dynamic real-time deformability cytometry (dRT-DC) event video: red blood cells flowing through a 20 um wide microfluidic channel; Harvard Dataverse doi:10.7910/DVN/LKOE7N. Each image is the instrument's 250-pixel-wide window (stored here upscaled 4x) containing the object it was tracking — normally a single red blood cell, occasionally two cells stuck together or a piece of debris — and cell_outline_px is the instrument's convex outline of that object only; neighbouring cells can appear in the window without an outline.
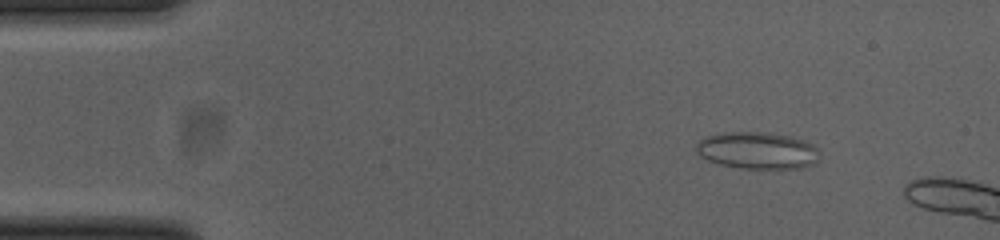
{"species": "common noctule bat (a hibernating species)", "species_latin": "Nyctalus noctula", "temperature_condition": "cold", "stored_images_in_passage": 45, "camera_frame_rate_fps": 3000, "um_per_image_px": 0.085, "animal": {"sex": "female", "body_mass_g": 23.0, "forearm_length_mm": 53.4}, "frame": {"image": 1, "passage_image": 5, "time_ms": 1.333, "image_size_px": [1000, 240], "cell_outline_px": [[816, 164], [800, 168], [776, 172], [740, 168], [720, 164], [708, 160], [700, 156], [696, 152], [696, 144], [704, 136], [724, 132], [768, 132], [788, 136], [804, 140], [812, 144], [816, 148]], "centroid_in_image_um": [64.37, 12.83], "position_along_channel_um": 20.6, "area_um2": 27.34}}
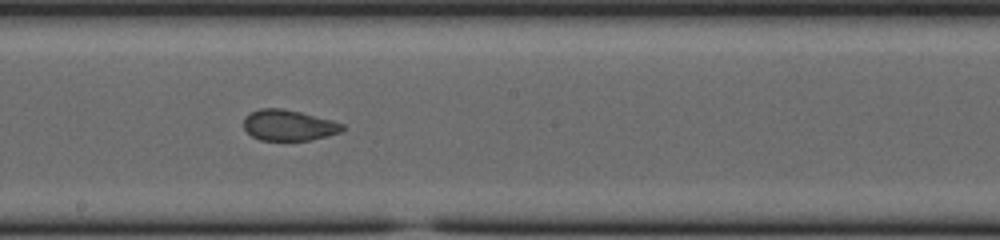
{"frame": {"image": 2, "passage_image": 27, "time_ms": 8.667, "image_size_px": [1000, 240], "cell_outline_px": [[344, 128], [340, 132], [308, 140], [260, 140], [252, 136], [244, 128], [244, 116], [260, 108], [280, 108], [300, 112], [332, 120], [344, 124]], "centroid_in_image_um": [24.51, 10.64], "position_along_channel_um": 223.7, "area_um2": 17.51}}
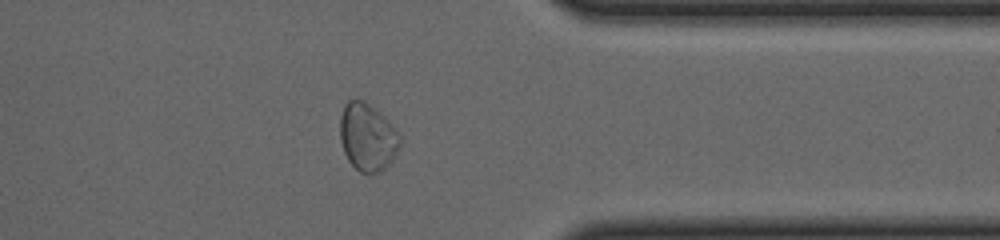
{"frame": {"image": 3, "passage_image": 40, "time_ms": 13.0, "image_size_px": [1000, 240], "cell_outline_px": [[400, 144], [392, 160], [380, 172], [360, 172], [348, 160], [344, 152], [340, 140], [340, 116], [344, 104], [348, 100], [360, 100], [368, 104], [380, 112], [384, 116], [400, 136]], "centroid_in_image_um": [31.21, 11.64], "position_along_channel_um": 380.2, "area_um2": 23.24}}